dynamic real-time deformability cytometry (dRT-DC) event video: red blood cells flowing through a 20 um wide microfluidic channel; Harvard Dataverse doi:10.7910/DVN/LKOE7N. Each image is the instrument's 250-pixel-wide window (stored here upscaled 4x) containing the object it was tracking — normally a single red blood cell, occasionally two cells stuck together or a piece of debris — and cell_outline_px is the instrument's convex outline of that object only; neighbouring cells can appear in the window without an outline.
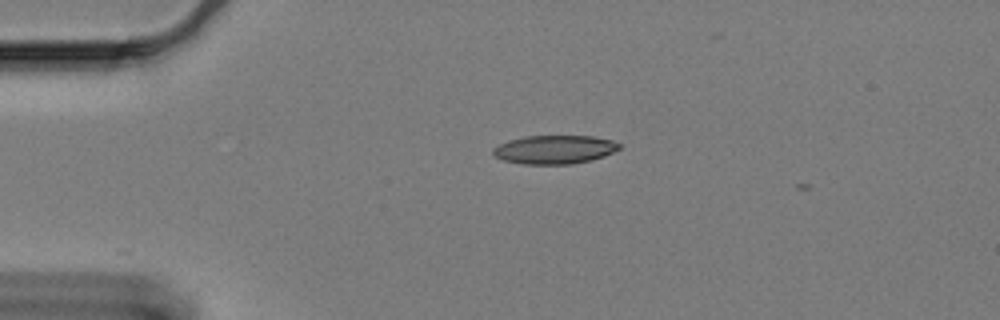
{"species": "Egyptian fruit bat (a non-hibernating species)", "species_latin": "Rousettus aegyptiacus", "temperature_condition": "cold", "stored_images_in_passage": 4, "camera_frame_rate_fps": 3000, "um_per_image_px": 0.085, "animal": {"sex": "female"}, "frame": {"image": 1, "passage_image": 1, "time_ms": 0.0, "image_size_px": [1000, 320], "cell_outline_px": [[624, 144], [620, 148], [604, 156], [592, 160], [572, 164], [524, 164], [504, 160], [496, 156], [492, 152], [492, 148], [508, 140], [524, 136], [592, 136], [612, 140]], "centroid_in_image_um": [47.16, 12.7], "position_along_channel_um": 37.8, "area_um2": 21.1}}